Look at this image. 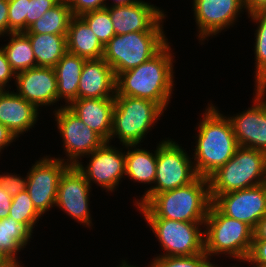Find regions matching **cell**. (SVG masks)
<instances>
[{"label":"cell","instance_id":"1","mask_svg":"<svg viewBox=\"0 0 266 267\" xmlns=\"http://www.w3.org/2000/svg\"><path fill=\"white\" fill-rule=\"evenodd\" d=\"M169 43L153 58L116 77V95L151 100L163 110L174 87L173 55Z\"/></svg>","mask_w":266,"mask_h":267},{"label":"cell","instance_id":"2","mask_svg":"<svg viewBox=\"0 0 266 267\" xmlns=\"http://www.w3.org/2000/svg\"><path fill=\"white\" fill-rule=\"evenodd\" d=\"M202 117L193 164L198 176L208 178L233 157L239 145L229 119L212 103Z\"/></svg>","mask_w":266,"mask_h":267},{"label":"cell","instance_id":"3","mask_svg":"<svg viewBox=\"0 0 266 267\" xmlns=\"http://www.w3.org/2000/svg\"><path fill=\"white\" fill-rule=\"evenodd\" d=\"M211 203L208 178L198 176L186 186L155 194L136 208L144 218L205 222Z\"/></svg>","mask_w":266,"mask_h":267},{"label":"cell","instance_id":"4","mask_svg":"<svg viewBox=\"0 0 266 267\" xmlns=\"http://www.w3.org/2000/svg\"><path fill=\"white\" fill-rule=\"evenodd\" d=\"M203 227L204 252L209 258L224 253L243 262L248 257L254 237L249 225L224 215L211 203Z\"/></svg>","mask_w":266,"mask_h":267},{"label":"cell","instance_id":"5","mask_svg":"<svg viewBox=\"0 0 266 267\" xmlns=\"http://www.w3.org/2000/svg\"><path fill=\"white\" fill-rule=\"evenodd\" d=\"M210 198L266 183V153L239 146L233 157L208 177Z\"/></svg>","mask_w":266,"mask_h":267},{"label":"cell","instance_id":"6","mask_svg":"<svg viewBox=\"0 0 266 267\" xmlns=\"http://www.w3.org/2000/svg\"><path fill=\"white\" fill-rule=\"evenodd\" d=\"M110 140L117 137L123 146L139 145L144 136L160 120L164 110L155 102L131 97L115 96Z\"/></svg>","mask_w":266,"mask_h":267},{"label":"cell","instance_id":"7","mask_svg":"<svg viewBox=\"0 0 266 267\" xmlns=\"http://www.w3.org/2000/svg\"><path fill=\"white\" fill-rule=\"evenodd\" d=\"M164 31H140L114 35L104 45L103 59L115 76L138 67L158 54L167 44Z\"/></svg>","mask_w":266,"mask_h":267},{"label":"cell","instance_id":"8","mask_svg":"<svg viewBox=\"0 0 266 267\" xmlns=\"http://www.w3.org/2000/svg\"><path fill=\"white\" fill-rule=\"evenodd\" d=\"M192 158L178 143L168 138L157 146V166L154 186L146 190L135 205H145L155 194L183 187L197 177Z\"/></svg>","mask_w":266,"mask_h":267},{"label":"cell","instance_id":"9","mask_svg":"<svg viewBox=\"0 0 266 267\" xmlns=\"http://www.w3.org/2000/svg\"><path fill=\"white\" fill-rule=\"evenodd\" d=\"M165 251L159 257L192 256L204 252V222L144 218Z\"/></svg>","mask_w":266,"mask_h":267},{"label":"cell","instance_id":"10","mask_svg":"<svg viewBox=\"0 0 266 267\" xmlns=\"http://www.w3.org/2000/svg\"><path fill=\"white\" fill-rule=\"evenodd\" d=\"M55 121L62 137L69 165H76L82 156L89 155L100 148L105 141L85 125L67 106L55 110Z\"/></svg>","mask_w":266,"mask_h":267},{"label":"cell","instance_id":"11","mask_svg":"<svg viewBox=\"0 0 266 267\" xmlns=\"http://www.w3.org/2000/svg\"><path fill=\"white\" fill-rule=\"evenodd\" d=\"M62 158L42 157L27 173V188L36 210L43 216L51 207L56 206L59 180L70 166Z\"/></svg>","mask_w":266,"mask_h":267},{"label":"cell","instance_id":"12","mask_svg":"<svg viewBox=\"0 0 266 267\" xmlns=\"http://www.w3.org/2000/svg\"><path fill=\"white\" fill-rule=\"evenodd\" d=\"M212 203L226 216L249 225L253 230L266 215V183L219 194Z\"/></svg>","mask_w":266,"mask_h":267},{"label":"cell","instance_id":"13","mask_svg":"<svg viewBox=\"0 0 266 267\" xmlns=\"http://www.w3.org/2000/svg\"><path fill=\"white\" fill-rule=\"evenodd\" d=\"M88 156L90 159L86 167L80 161L75 166L84 175L90 186L93 182L106 191L115 190L125 175V152L123 153L109 142H105Z\"/></svg>","mask_w":266,"mask_h":267},{"label":"cell","instance_id":"14","mask_svg":"<svg viewBox=\"0 0 266 267\" xmlns=\"http://www.w3.org/2000/svg\"><path fill=\"white\" fill-rule=\"evenodd\" d=\"M266 87H255L254 104L247 110L227 117L238 145L266 153Z\"/></svg>","mask_w":266,"mask_h":267},{"label":"cell","instance_id":"15","mask_svg":"<svg viewBox=\"0 0 266 267\" xmlns=\"http://www.w3.org/2000/svg\"><path fill=\"white\" fill-rule=\"evenodd\" d=\"M91 186L84 175L70 165L62 174L57 189L56 206L74 220L91 227L92 219L89 209Z\"/></svg>","mask_w":266,"mask_h":267},{"label":"cell","instance_id":"16","mask_svg":"<svg viewBox=\"0 0 266 267\" xmlns=\"http://www.w3.org/2000/svg\"><path fill=\"white\" fill-rule=\"evenodd\" d=\"M198 38L204 41L237 21L245 9L244 0H193Z\"/></svg>","mask_w":266,"mask_h":267},{"label":"cell","instance_id":"17","mask_svg":"<svg viewBox=\"0 0 266 267\" xmlns=\"http://www.w3.org/2000/svg\"><path fill=\"white\" fill-rule=\"evenodd\" d=\"M116 35L140 32L163 31L165 12L142 0L135 4L106 7ZM162 23V24H161Z\"/></svg>","mask_w":266,"mask_h":267},{"label":"cell","instance_id":"18","mask_svg":"<svg viewBox=\"0 0 266 267\" xmlns=\"http://www.w3.org/2000/svg\"><path fill=\"white\" fill-rule=\"evenodd\" d=\"M18 95L39 107L54 105L58 101L57 77L54 68L33 67L16 74Z\"/></svg>","mask_w":266,"mask_h":267},{"label":"cell","instance_id":"19","mask_svg":"<svg viewBox=\"0 0 266 267\" xmlns=\"http://www.w3.org/2000/svg\"><path fill=\"white\" fill-rule=\"evenodd\" d=\"M116 76L112 67L103 59L85 60L79 79L77 99L114 98Z\"/></svg>","mask_w":266,"mask_h":267},{"label":"cell","instance_id":"20","mask_svg":"<svg viewBox=\"0 0 266 267\" xmlns=\"http://www.w3.org/2000/svg\"><path fill=\"white\" fill-rule=\"evenodd\" d=\"M114 98L75 99L67 107L105 142L112 132Z\"/></svg>","mask_w":266,"mask_h":267},{"label":"cell","instance_id":"21","mask_svg":"<svg viewBox=\"0 0 266 267\" xmlns=\"http://www.w3.org/2000/svg\"><path fill=\"white\" fill-rule=\"evenodd\" d=\"M38 115V108L16 92L0 90V123L17 138L34 127Z\"/></svg>","mask_w":266,"mask_h":267},{"label":"cell","instance_id":"22","mask_svg":"<svg viewBox=\"0 0 266 267\" xmlns=\"http://www.w3.org/2000/svg\"><path fill=\"white\" fill-rule=\"evenodd\" d=\"M66 38L69 53L86 60L103 57L104 45L80 16L71 18Z\"/></svg>","mask_w":266,"mask_h":267},{"label":"cell","instance_id":"23","mask_svg":"<svg viewBox=\"0 0 266 267\" xmlns=\"http://www.w3.org/2000/svg\"><path fill=\"white\" fill-rule=\"evenodd\" d=\"M32 233L26 223L17 222L11 217L0 219V254L13 267H23L16 255L28 244Z\"/></svg>","mask_w":266,"mask_h":267},{"label":"cell","instance_id":"24","mask_svg":"<svg viewBox=\"0 0 266 267\" xmlns=\"http://www.w3.org/2000/svg\"><path fill=\"white\" fill-rule=\"evenodd\" d=\"M85 60L67 51L54 67L57 77L58 101L62 98L65 99V106L77 99L79 79Z\"/></svg>","mask_w":266,"mask_h":267},{"label":"cell","instance_id":"25","mask_svg":"<svg viewBox=\"0 0 266 267\" xmlns=\"http://www.w3.org/2000/svg\"><path fill=\"white\" fill-rule=\"evenodd\" d=\"M25 34L29 37L36 66L54 68L67 52V34Z\"/></svg>","mask_w":266,"mask_h":267},{"label":"cell","instance_id":"26","mask_svg":"<svg viewBox=\"0 0 266 267\" xmlns=\"http://www.w3.org/2000/svg\"><path fill=\"white\" fill-rule=\"evenodd\" d=\"M125 147L128 149L125 153V175L135 182L153 184L156 176L157 148L154 153H150L147 149L137 148V145Z\"/></svg>","mask_w":266,"mask_h":267},{"label":"cell","instance_id":"27","mask_svg":"<svg viewBox=\"0 0 266 267\" xmlns=\"http://www.w3.org/2000/svg\"><path fill=\"white\" fill-rule=\"evenodd\" d=\"M10 40L2 47L12 70L17 74L37 67L29 37L24 32L10 33Z\"/></svg>","mask_w":266,"mask_h":267},{"label":"cell","instance_id":"28","mask_svg":"<svg viewBox=\"0 0 266 267\" xmlns=\"http://www.w3.org/2000/svg\"><path fill=\"white\" fill-rule=\"evenodd\" d=\"M72 17L69 4L59 2L53 8L47 10L24 33L67 34Z\"/></svg>","mask_w":266,"mask_h":267},{"label":"cell","instance_id":"29","mask_svg":"<svg viewBox=\"0 0 266 267\" xmlns=\"http://www.w3.org/2000/svg\"><path fill=\"white\" fill-rule=\"evenodd\" d=\"M256 22L255 31V87H266V10L257 11L248 15Z\"/></svg>","mask_w":266,"mask_h":267},{"label":"cell","instance_id":"30","mask_svg":"<svg viewBox=\"0 0 266 267\" xmlns=\"http://www.w3.org/2000/svg\"><path fill=\"white\" fill-rule=\"evenodd\" d=\"M41 216L26 190L12 197L8 217L13 218L17 222L26 223L33 230Z\"/></svg>","mask_w":266,"mask_h":267},{"label":"cell","instance_id":"31","mask_svg":"<svg viewBox=\"0 0 266 267\" xmlns=\"http://www.w3.org/2000/svg\"><path fill=\"white\" fill-rule=\"evenodd\" d=\"M80 17L90 26L103 45H106L115 35L110 13L106 8L86 12Z\"/></svg>","mask_w":266,"mask_h":267},{"label":"cell","instance_id":"32","mask_svg":"<svg viewBox=\"0 0 266 267\" xmlns=\"http://www.w3.org/2000/svg\"><path fill=\"white\" fill-rule=\"evenodd\" d=\"M149 267H218L203 252L192 256L155 257Z\"/></svg>","mask_w":266,"mask_h":267},{"label":"cell","instance_id":"33","mask_svg":"<svg viewBox=\"0 0 266 267\" xmlns=\"http://www.w3.org/2000/svg\"><path fill=\"white\" fill-rule=\"evenodd\" d=\"M28 0H8V34L26 31Z\"/></svg>","mask_w":266,"mask_h":267},{"label":"cell","instance_id":"34","mask_svg":"<svg viewBox=\"0 0 266 267\" xmlns=\"http://www.w3.org/2000/svg\"><path fill=\"white\" fill-rule=\"evenodd\" d=\"M59 3L58 0H28L26 14V31L43 14Z\"/></svg>","mask_w":266,"mask_h":267},{"label":"cell","instance_id":"35","mask_svg":"<svg viewBox=\"0 0 266 267\" xmlns=\"http://www.w3.org/2000/svg\"><path fill=\"white\" fill-rule=\"evenodd\" d=\"M0 186L11 197L17 196L20 192H23L27 188V176L22 178L17 174L4 173L0 175Z\"/></svg>","mask_w":266,"mask_h":267},{"label":"cell","instance_id":"36","mask_svg":"<svg viewBox=\"0 0 266 267\" xmlns=\"http://www.w3.org/2000/svg\"><path fill=\"white\" fill-rule=\"evenodd\" d=\"M70 9L73 16H81L90 11L100 10L105 8L104 0H73L70 4Z\"/></svg>","mask_w":266,"mask_h":267},{"label":"cell","instance_id":"37","mask_svg":"<svg viewBox=\"0 0 266 267\" xmlns=\"http://www.w3.org/2000/svg\"><path fill=\"white\" fill-rule=\"evenodd\" d=\"M243 262L266 265V240H253L250 253Z\"/></svg>","mask_w":266,"mask_h":267},{"label":"cell","instance_id":"38","mask_svg":"<svg viewBox=\"0 0 266 267\" xmlns=\"http://www.w3.org/2000/svg\"><path fill=\"white\" fill-rule=\"evenodd\" d=\"M16 78V73L12 70L10 63L7 60L5 52L0 48V90H5L9 81Z\"/></svg>","mask_w":266,"mask_h":267},{"label":"cell","instance_id":"39","mask_svg":"<svg viewBox=\"0 0 266 267\" xmlns=\"http://www.w3.org/2000/svg\"><path fill=\"white\" fill-rule=\"evenodd\" d=\"M11 204L12 197L0 186V219L8 217Z\"/></svg>","mask_w":266,"mask_h":267},{"label":"cell","instance_id":"40","mask_svg":"<svg viewBox=\"0 0 266 267\" xmlns=\"http://www.w3.org/2000/svg\"><path fill=\"white\" fill-rule=\"evenodd\" d=\"M8 34V0H0V36Z\"/></svg>","mask_w":266,"mask_h":267},{"label":"cell","instance_id":"41","mask_svg":"<svg viewBox=\"0 0 266 267\" xmlns=\"http://www.w3.org/2000/svg\"><path fill=\"white\" fill-rule=\"evenodd\" d=\"M17 137L3 124L0 123V152L9 146Z\"/></svg>","mask_w":266,"mask_h":267},{"label":"cell","instance_id":"42","mask_svg":"<svg viewBox=\"0 0 266 267\" xmlns=\"http://www.w3.org/2000/svg\"><path fill=\"white\" fill-rule=\"evenodd\" d=\"M244 7L248 15L257 11L266 10V0H244Z\"/></svg>","mask_w":266,"mask_h":267},{"label":"cell","instance_id":"43","mask_svg":"<svg viewBox=\"0 0 266 267\" xmlns=\"http://www.w3.org/2000/svg\"><path fill=\"white\" fill-rule=\"evenodd\" d=\"M253 240H266V215H264L259 221L255 229L253 230Z\"/></svg>","mask_w":266,"mask_h":267},{"label":"cell","instance_id":"44","mask_svg":"<svg viewBox=\"0 0 266 267\" xmlns=\"http://www.w3.org/2000/svg\"><path fill=\"white\" fill-rule=\"evenodd\" d=\"M104 1H105V8H106V7L135 4L136 2H138L140 0H113V4H110V6L106 3V0H104Z\"/></svg>","mask_w":266,"mask_h":267},{"label":"cell","instance_id":"45","mask_svg":"<svg viewBox=\"0 0 266 267\" xmlns=\"http://www.w3.org/2000/svg\"><path fill=\"white\" fill-rule=\"evenodd\" d=\"M0 267H13V266L0 254Z\"/></svg>","mask_w":266,"mask_h":267},{"label":"cell","instance_id":"46","mask_svg":"<svg viewBox=\"0 0 266 267\" xmlns=\"http://www.w3.org/2000/svg\"><path fill=\"white\" fill-rule=\"evenodd\" d=\"M119 267H136V266H133V265L131 266L125 260H123Z\"/></svg>","mask_w":266,"mask_h":267},{"label":"cell","instance_id":"47","mask_svg":"<svg viewBox=\"0 0 266 267\" xmlns=\"http://www.w3.org/2000/svg\"><path fill=\"white\" fill-rule=\"evenodd\" d=\"M248 264L253 265V267H266L265 264H257V263H248Z\"/></svg>","mask_w":266,"mask_h":267},{"label":"cell","instance_id":"48","mask_svg":"<svg viewBox=\"0 0 266 267\" xmlns=\"http://www.w3.org/2000/svg\"><path fill=\"white\" fill-rule=\"evenodd\" d=\"M58 1L62 3L70 4L73 0H58Z\"/></svg>","mask_w":266,"mask_h":267}]
</instances>
